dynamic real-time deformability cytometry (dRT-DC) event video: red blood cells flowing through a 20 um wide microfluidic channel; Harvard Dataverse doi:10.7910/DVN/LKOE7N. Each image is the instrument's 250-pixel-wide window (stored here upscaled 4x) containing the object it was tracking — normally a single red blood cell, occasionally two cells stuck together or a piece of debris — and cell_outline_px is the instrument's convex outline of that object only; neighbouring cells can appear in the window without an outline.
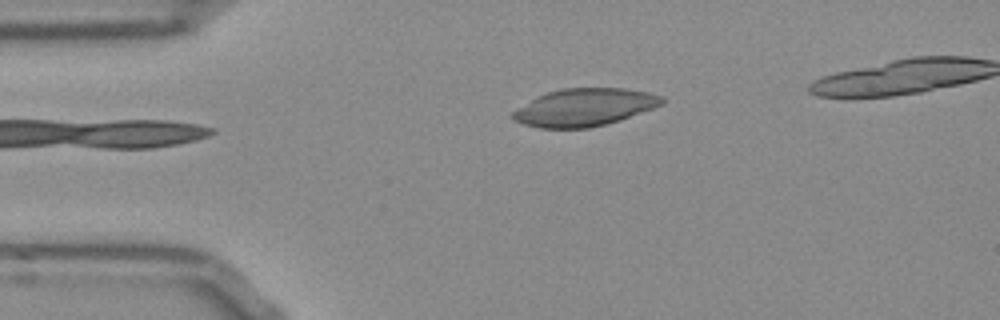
{"species": "Egyptian fruit bat (a non-hibernating species)", "species_latin": "Rousettus aegyptiacus", "temperature_condition": "room temperature", "stored_images_in_passage": 37, "camera_frame_rate_fps": 3000, "um_per_image_px": 0.085, "frame": {"image": 1, "passage_image": 1, "time_ms": 0.0, "image_size_px": [1000, 320], "cell_outline_px": [[664, 104], [604, 124], [588, 128], [540, 128], [524, 124], [516, 120], [512, 116], [512, 112], [532, 100], [548, 92], [560, 88], [624, 88], [648, 92], [660, 96], [664, 100]], "centroid_in_image_um": [49.68, 9.11], "position_along_channel_um": 35.3, "area_um2": 31.91}}
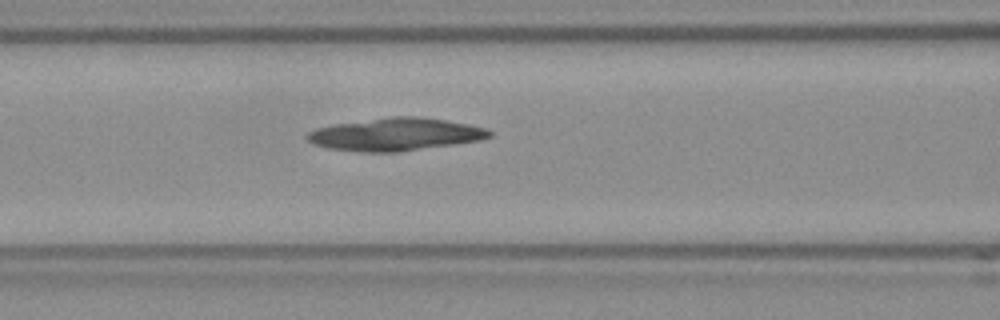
{"frame": {"image": 2, "passage_image": 11, "time_ms": 3.333, "image_size_px": [1000, 320], "cell_outline_px": [[492, 136], [480, 140], [396, 152], [360, 152], [328, 148], [312, 144], [304, 136], [308, 132], [316, 128], [336, 124], [392, 116], [416, 116], [444, 120], [468, 124], [484, 128], [492, 132]], "centroid_in_image_um": [33.57, 11.42], "position_along_channel_um": 133.0, "area_um2": 34.39}}